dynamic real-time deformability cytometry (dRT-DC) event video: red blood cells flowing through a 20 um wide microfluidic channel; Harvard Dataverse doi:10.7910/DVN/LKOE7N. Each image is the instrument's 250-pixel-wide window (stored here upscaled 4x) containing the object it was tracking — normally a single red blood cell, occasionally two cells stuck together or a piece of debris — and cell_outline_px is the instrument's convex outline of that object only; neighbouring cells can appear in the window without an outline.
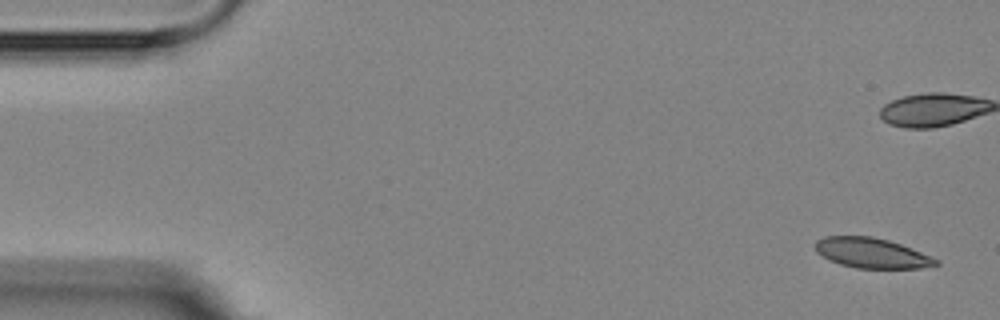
{"species": "Egyptian fruit bat (a non-hibernating species)", "species_latin": "Rousettus aegyptiacus", "temperature_condition": "room temperature", "stored_images_in_passage": 8, "camera_frame_rate_fps": 3000, "um_per_image_px": 0.085, "animal": {"sex": "female"}, "frame": {"image": 1, "passage_image": 1, "time_ms": 0.0, "image_size_px": [1000, 320], "cell_outline_px": [[940, 264], [920, 268], [856, 268], [840, 264], [828, 260], [816, 252], [812, 244], [816, 240], [824, 236], [872, 236], [888, 240], [900, 244], [940, 260]], "centroid_in_image_um": [74.03, 21.5], "position_along_channel_um": 11.0, "area_um2": 21.27}}
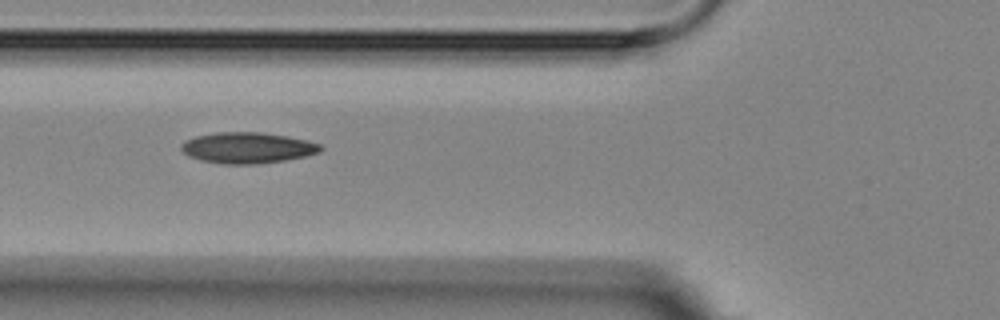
{"frame": {"image": 2, "passage_image": 7, "time_ms": 6.667, "image_size_px": [1000, 320], "cell_outline_px": [[324, 148], [320, 152], [304, 156], [284, 160], [256, 164], [224, 164], [200, 160], [188, 156], [180, 148], [180, 144], [184, 140], [196, 136], [216, 132], [260, 132], [288, 136], [308, 140], [320, 144]], "centroid_in_image_um": [21.02, 12.55], "position_along_channel_um": 104.8, "area_um2": 25.26}}
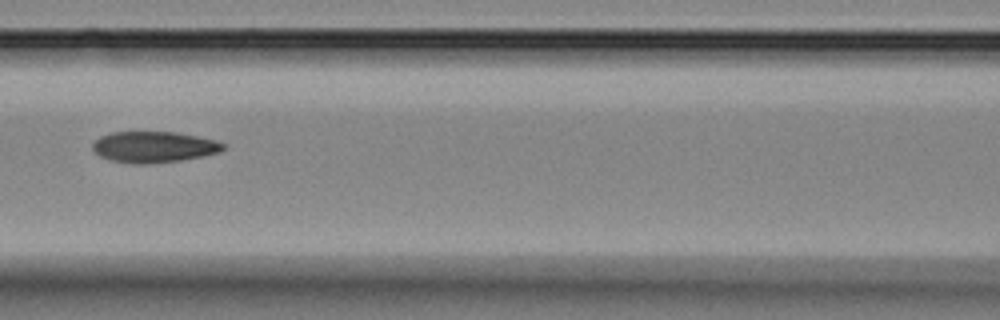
{"frame": {"image": 3, "passage_image": 8, "time_ms": 8.0, "image_size_px": [1000, 320], "cell_outline_px": [[228, 144], [220, 152], [180, 160], [148, 164], [136, 164], [112, 160], [100, 156], [92, 148], [92, 144], [100, 136], [112, 132], [176, 132], [216, 140]], "centroid_in_image_um": [13.09, 12.48], "position_along_channel_um": 153.5, "area_um2": 23.52}}